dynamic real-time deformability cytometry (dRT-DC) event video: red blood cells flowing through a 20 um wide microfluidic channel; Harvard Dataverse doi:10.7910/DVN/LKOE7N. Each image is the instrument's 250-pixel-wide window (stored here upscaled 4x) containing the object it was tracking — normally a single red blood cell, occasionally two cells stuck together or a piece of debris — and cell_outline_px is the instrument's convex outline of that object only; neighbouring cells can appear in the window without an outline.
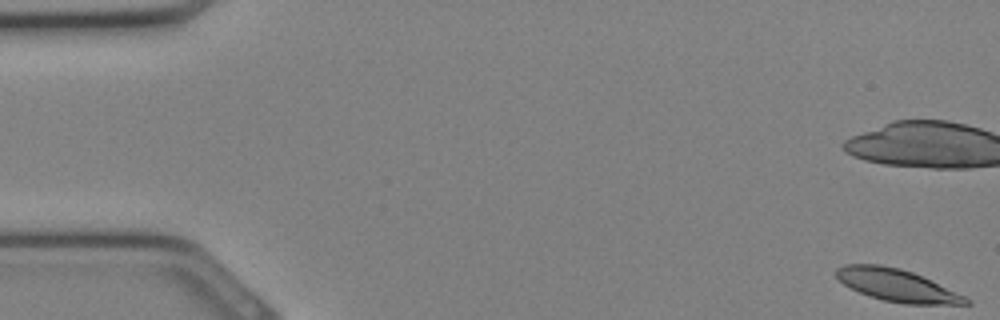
{"species": "Egyptian fruit bat (a non-hibernating species)", "species_latin": "Rousettus aegyptiacus", "temperature_condition": "cold", "stored_images_in_passage": 9, "camera_frame_rate_fps": 3000, "um_per_image_px": 0.085, "animal": {"sex": "female"}, "frame": {"image": 1, "passage_image": 1, "time_ms": 0.0, "image_size_px": [1000, 320], "cell_outline_px": [[972, 304], [904, 304], [884, 300], [860, 292], [844, 284], [836, 276], [836, 268], [844, 264], [880, 264], [900, 268], [912, 272], [964, 296], [972, 300]], "centroid_in_image_um": [76.22, 24.24], "position_along_channel_um": 8.8, "area_um2": 23.99}}